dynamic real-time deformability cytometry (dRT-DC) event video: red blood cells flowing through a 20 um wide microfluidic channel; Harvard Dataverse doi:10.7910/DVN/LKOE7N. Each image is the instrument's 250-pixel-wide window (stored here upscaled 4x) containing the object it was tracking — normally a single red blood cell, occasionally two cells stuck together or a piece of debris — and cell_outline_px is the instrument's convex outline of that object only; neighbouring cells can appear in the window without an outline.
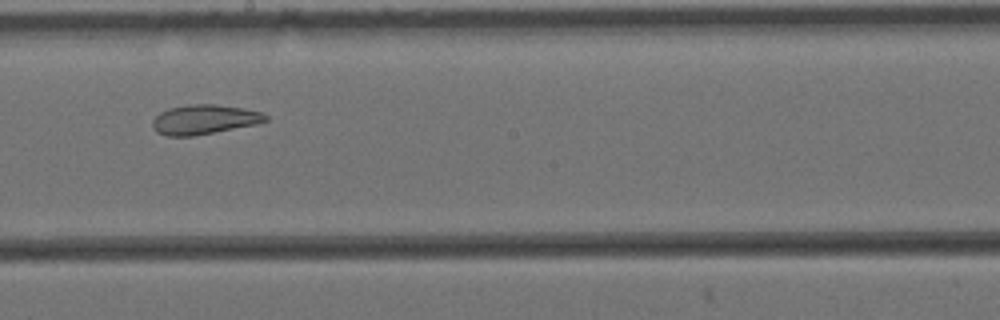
{"species": "Egyptian fruit bat (a non-hibernating species)", "species_latin": "Rousettus aegyptiacus", "temperature_condition": "cold", "stored_images_in_passage": 16, "camera_frame_rate_fps": 3000, "um_per_image_px": 0.085, "animal": {"sex": "female"}, "frame": {"image": 1, "passage_image": 10, "time_ms": 3.0, "image_size_px": [1000, 320], "cell_outline_px": [[268, 120], [256, 124], [192, 136], [164, 136], [156, 132], [152, 128], [152, 120], [160, 112], [168, 108], [188, 104], [216, 104], [244, 108], [260, 112], [268, 116]], "centroid_in_image_um": [17.31, 10.15], "position_along_channel_um": 230.9, "area_um2": 19.54}}
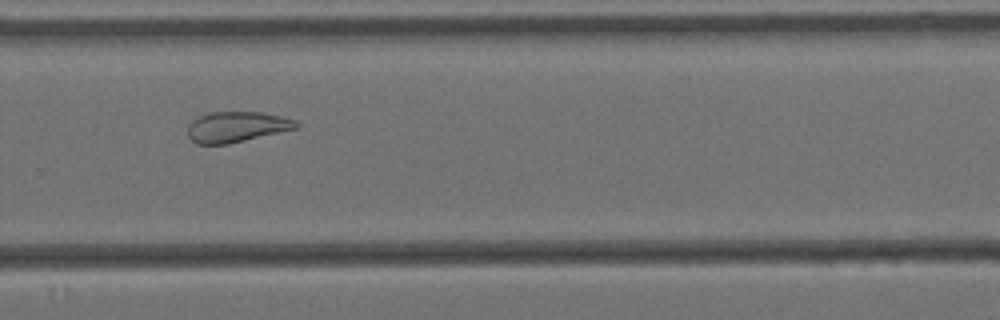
{"frame": {"image": 2, "passage_image": 12, "time_ms": 3.667, "image_size_px": [1000, 320], "cell_outline_px": [[300, 124], [296, 128], [228, 144], [196, 144], [188, 136], [188, 124], [192, 120], [200, 116], [212, 112], [260, 112], [280, 116], [296, 120]], "centroid_in_image_um": [20.09, 10.78], "position_along_channel_um": 309.7, "area_um2": 19.13}}